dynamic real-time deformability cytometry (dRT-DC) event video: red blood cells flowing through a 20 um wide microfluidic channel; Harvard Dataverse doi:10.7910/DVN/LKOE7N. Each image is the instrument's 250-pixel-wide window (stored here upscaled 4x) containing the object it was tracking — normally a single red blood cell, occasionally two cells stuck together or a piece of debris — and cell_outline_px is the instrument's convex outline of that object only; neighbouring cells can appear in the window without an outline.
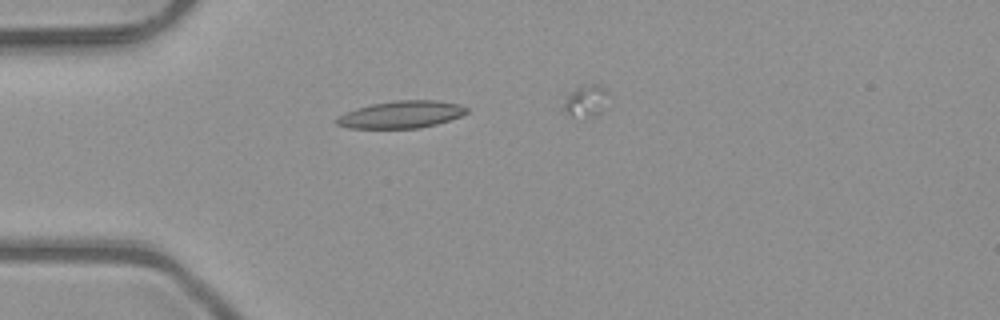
{"species": "common noctule bat (a hibernating species)", "species_latin": "Nyctalus noctula", "temperature_condition": "room temperature", "stored_images_in_passage": 2, "camera_frame_rate_fps": 3000, "um_per_image_px": 0.085, "animal": {"sex": "male", "body_mass_g": 23.1, "forearm_length_mm": 52.7}, "frame": {"image": 1, "passage_image": 1, "time_ms": 0.0, "image_size_px": [1000, 320], "cell_outline_px": [[468, 112], [460, 116], [436, 124], [420, 128], [348, 128], [336, 124], [336, 116], [356, 108], [372, 104], [396, 100], [436, 100], [460, 104], [468, 108]], "centroid_in_image_um": [34.1, 9.73], "position_along_channel_um": 50.9, "area_um2": 20.63}}